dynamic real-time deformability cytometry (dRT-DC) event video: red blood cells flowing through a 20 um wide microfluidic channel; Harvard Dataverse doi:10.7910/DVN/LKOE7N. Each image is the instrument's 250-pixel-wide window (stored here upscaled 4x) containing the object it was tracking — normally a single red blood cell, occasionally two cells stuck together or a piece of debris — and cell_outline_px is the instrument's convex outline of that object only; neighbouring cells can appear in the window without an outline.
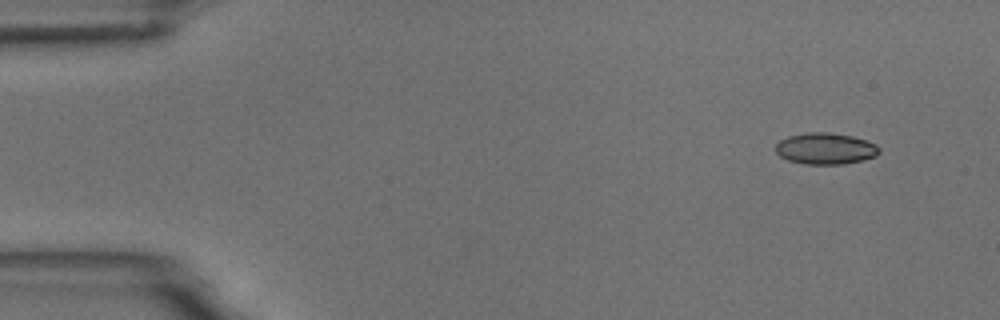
{"species": "common noctule bat (a hibernating species)", "species_latin": "Nyctalus noctula", "temperature_condition": "room temperature", "stored_images_in_passage": 5, "segment_of_instrument_passage": [1, 2], "camera_frame_rate_fps": 3000, "um_per_image_px": 0.085, "animal": {"sex": "male", "body_mass_g": 18.8}, "frame": {"image": 1, "passage_image": 1, "time_ms": 0.0, "image_size_px": [1000, 320], "cell_outline_px": [[880, 152], [876, 156], [864, 160], [844, 164], [804, 164], [788, 160], [780, 156], [776, 152], [776, 144], [780, 140], [788, 136], [808, 132], [828, 132], [852, 136], [876, 144], [880, 148]], "centroid_in_image_um": [70.17, 12.63], "position_along_channel_um": 14.8, "area_um2": 19.02}}